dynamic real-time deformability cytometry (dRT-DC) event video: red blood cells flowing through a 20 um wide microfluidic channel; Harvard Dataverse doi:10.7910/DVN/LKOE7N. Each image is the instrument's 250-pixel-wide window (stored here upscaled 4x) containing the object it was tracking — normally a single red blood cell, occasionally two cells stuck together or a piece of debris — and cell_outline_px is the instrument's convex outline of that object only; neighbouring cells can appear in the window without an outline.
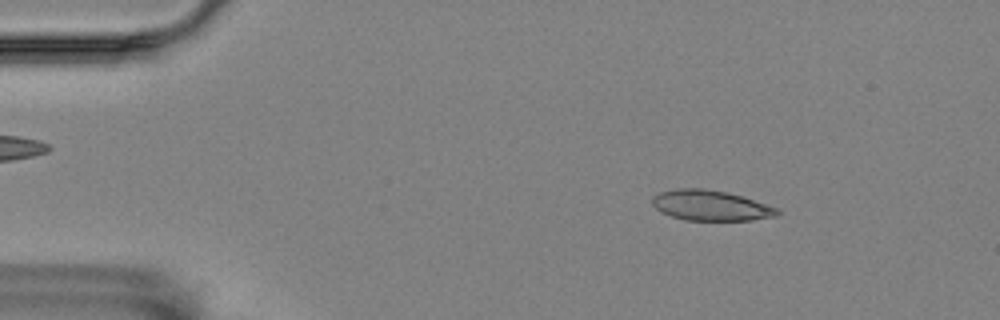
{"species": "Egyptian fruit bat (a non-hibernating species)", "species_latin": "Rousettus aegyptiacus", "temperature_condition": "room temperature", "stored_images_in_passage": 21, "camera_frame_rate_fps": 3000, "um_per_image_px": 0.085, "animal": {"sex": "female"}, "frame": {"image": 1, "passage_image": 7, "time_ms": 2.0, "image_size_px": [1000, 320], "cell_outline_px": [[780, 212], [776, 216], [752, 220], [684, 220], [660, 212], [652, 204], [652, 196], [660, 192], [676, 188], [704, 188], [728, 192], [780, 208]], "centroid_in_image_um": [60.4, 17.46], "position_along_channel_um": 24.6, "area_um2": 22.25}}